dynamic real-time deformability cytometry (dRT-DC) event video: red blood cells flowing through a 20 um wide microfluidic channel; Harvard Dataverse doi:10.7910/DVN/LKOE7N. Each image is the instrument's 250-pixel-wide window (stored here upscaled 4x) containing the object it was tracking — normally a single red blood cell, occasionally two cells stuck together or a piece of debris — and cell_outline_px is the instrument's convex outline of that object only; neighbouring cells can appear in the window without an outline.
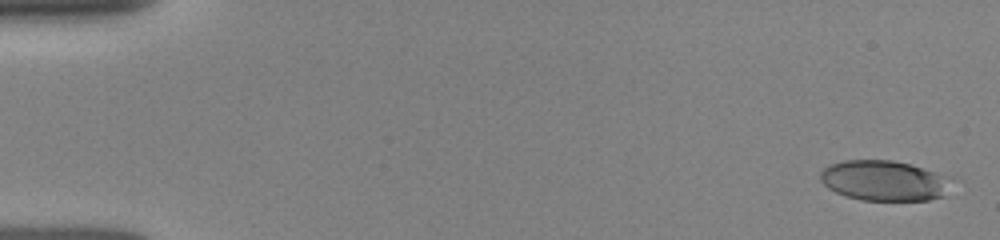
{"species": "human", "species_latin": "Homo sapiens", "temperature_condition": "room temperature", "stored_images_in_passage": 8, "camera_frame_rate_fps": 3000, "um_per_image_px": 0.085, "donor": {"sex": "female"}, "frame": {"image": 1, "passage_image": 1, "time_ms": 0.0, "image_size_px": [1000, 240], "cell_outline_px": [[948, 176], [944, 196], [928, 200], [860, 200], [836, 192], [828, 188], [820, 180], [820, 172], [828, 164], [844, 160], [892, 160], [908, 164]], "centroid_in_image_um": [75.06, 15.35], "position_along_channel_um": 9.9, "area_um2": 30.35}}
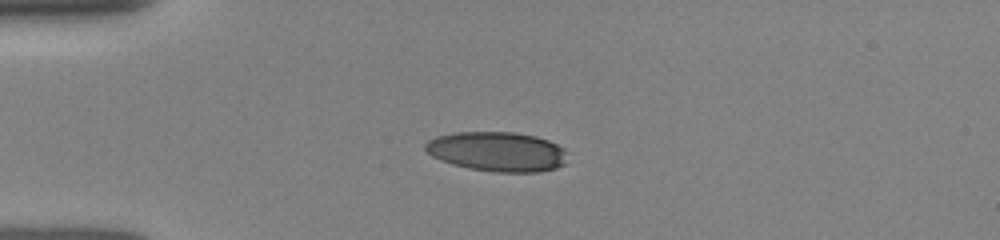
{"frame": {"image": 2, "passage_image": 6, "time_ms": 3.667, "image_size_px": [1000, 240], "cell_outline_px": [[568, 164], [556, 168], [540, 172], [496, 172], [468, 168], [452, 164], [432, 156], [424, 148], [424, 144], [428, 140], [436, 136], [456, 132], [512, 132], [536, 136], [548, 140], [564, 148], [568, 152]], "centroid_in_image_um": [42.32, 12.89], "position_along_channel_um": 42.7, "area_um2": 33.18}}
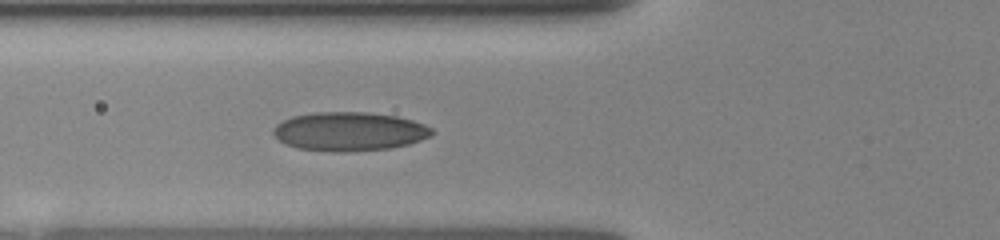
{"frame": {"image": 3, "passage_image": 8, "time_ms": 5.667, "image_size_px": [1000, 240], "cell_outline_px": [[436, 132], [432, 136], [408, 144], [392, 148], [348, 152], [332, 152], [300, 148], [288, 144], [280, 140], [272, 132], [272, 128], [276, 124], [292, 116], [316, 112], [368, 112], [396, 116], [412, 120], [424, 124], [432, 128]], "centroid_in_image_um": [29.73, 11.17], "position_along_channel_um": 96.1, "area_um2": 36.01}}